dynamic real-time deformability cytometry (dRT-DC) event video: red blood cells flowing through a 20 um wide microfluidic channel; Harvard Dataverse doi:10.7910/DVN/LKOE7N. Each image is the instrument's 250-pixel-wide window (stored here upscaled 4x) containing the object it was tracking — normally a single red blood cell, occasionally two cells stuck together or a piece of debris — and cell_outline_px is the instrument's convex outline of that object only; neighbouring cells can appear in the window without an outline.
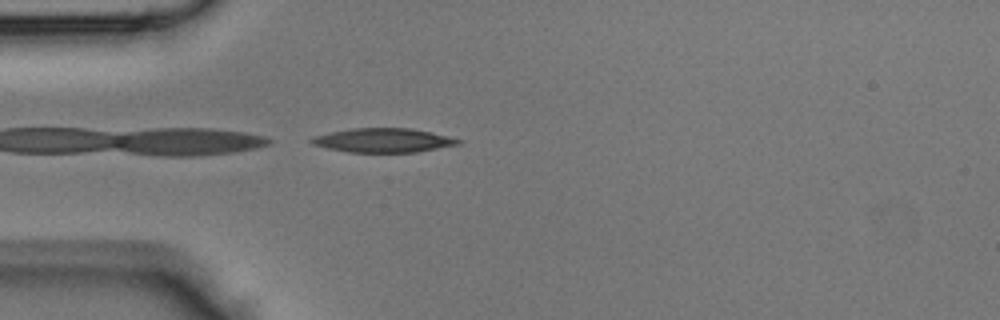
{"species": "Egyptian fruit bat (a non-hibernating species)", "species_latin": "Rousettus aegyptiacus", "temperature_condition": "room temperature", "stored_images_in_passage": 33, "camera_frame_rate_fps": 3000, "um_per_image_px": 0.085, "animal": {"sex": "male"}, "frame": {"image": 1, "passage_image": 1, "time_ms": 0.0, "image_size_px": [1000, 320], "cell_outline_px": [[464, 140], [460, 144], [416, 152], [348, 152], [328, 148], [312, 144], [308, 140], [312, 136], [352, 128], [412, 128], [432, 132]], "centroid_in_image_um": [32.59, 11.92], "position_along_channel_um": 52.4, "area_um2": 20.63}}
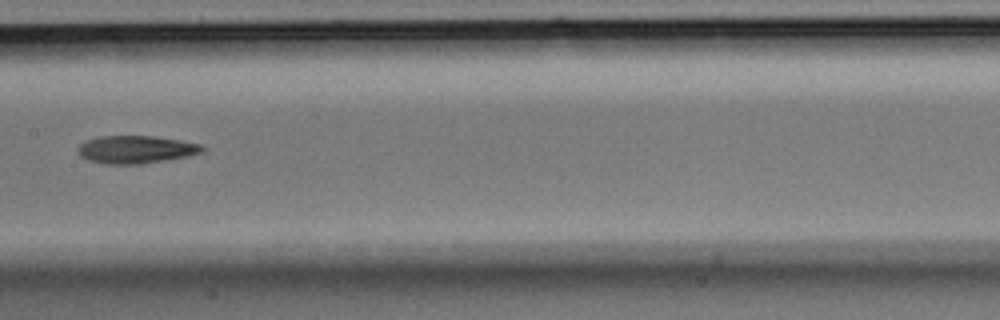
{"frame": {"image": 2, "passage_image": 11, "time_ms": 3.333, "image_size_px": [1000, 320], "cell_outline_px": [[204, 152], [188, 156], [140, 164], [108, 164], [88, 160], [80, 156], [76, 148], [80, 144], [88, 140], [100, 136], [152, 136], [180, 140], [200, 144], [204, 148]], "centroid_in_image_um": [11.54, 12.71], "position_along_channel_um": 195.9, "area_um2": 20.0}}
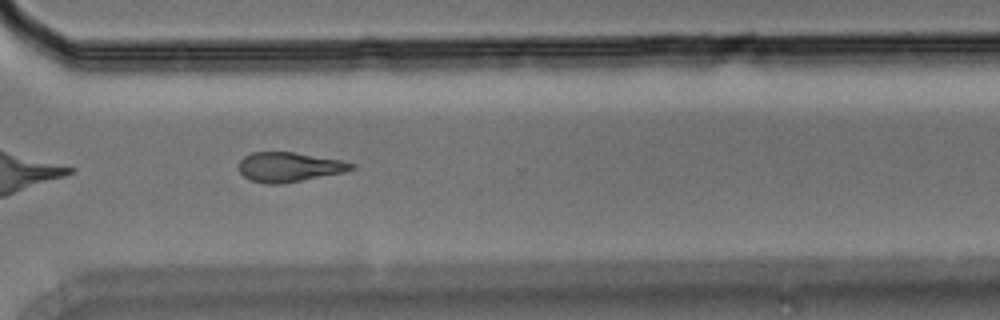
{"frame": {"image": 3, "passage_image": 21, "time_ms": 6.667, "image_size_px": [1000, 320], "cell_outline_px": [[356, 168], [344, 172], [280, 184], [268, 184], [248, 180], [240, 172], [240, 160], [244, 156], [252, 152], [292, 152], [340, 160], [356, 164]], "centroid_in_image_um": [24.57, 14.2], "position_along_channel_um": 346.0, "area_um2": 19.25}}